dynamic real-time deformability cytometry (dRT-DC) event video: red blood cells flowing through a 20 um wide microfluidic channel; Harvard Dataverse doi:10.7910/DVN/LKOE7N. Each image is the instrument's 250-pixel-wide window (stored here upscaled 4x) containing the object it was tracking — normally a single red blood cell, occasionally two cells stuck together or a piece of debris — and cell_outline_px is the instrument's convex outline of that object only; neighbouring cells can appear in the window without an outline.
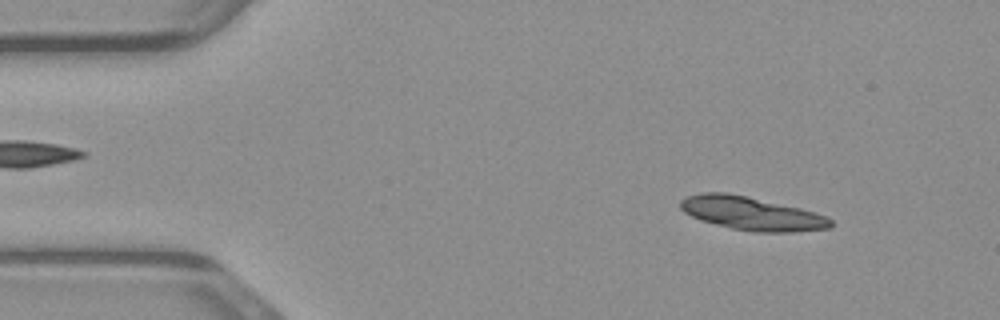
{"species": "common noctule bat (a hibernating species)", "species_latin": "Nyctalus noctula", "temperature_condition": "warm", "stored_images_in_passage": 48, "segment_of_instrument_passage": [1, 2], "camera_frame_rate_fps": 3000, "um_per_image_px": 0.085, "animal": {"sex": "male", "body_mass_g": 23.1, "forearm_length_mm": 52.7}, "frame": {"image": 1, "passage_image": 5, "time_ms": 1.333, "image_size_px": [1000, 320], "cell_outline_px": [[832, 228], [792, 232], [756, 232], [732, 228], [700, 220], [684, 212], [680, 208], [680, 200], [688, 196], [704, 192], [728, 192], [800, 208], [824, 216], [832, 220]], "centroid_in_image_um": [63.87, 18.14], "position_along_channel_um": 21.1, "area_um2": 28.96}}